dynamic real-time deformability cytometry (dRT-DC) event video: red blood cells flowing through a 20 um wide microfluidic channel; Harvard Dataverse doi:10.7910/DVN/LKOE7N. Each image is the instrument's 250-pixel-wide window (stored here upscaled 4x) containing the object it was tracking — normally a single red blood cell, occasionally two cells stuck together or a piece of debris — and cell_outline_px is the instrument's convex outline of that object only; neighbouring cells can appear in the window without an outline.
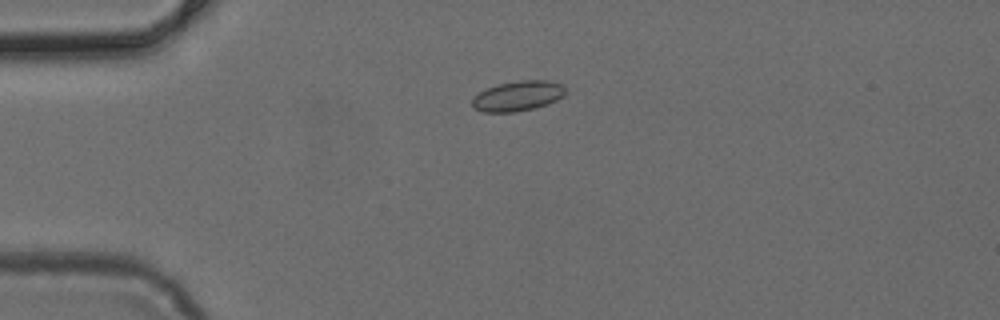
{"species": "common noctule bat (a hibernating species)", "species_latin": "Nyctalus noctula", "temperature_condition": "cold", "stored_images_in_passage": 39, "camera_frame_rate_fps": 3000, "um_per_image_px": 0.085, "animal": {"sex": "female", "body_mass_g": 24.6, "forearm_length_mm": 56.2}, "frame": {"image": 1, "passage_image": 1, "time_ms": 0.0, "image_size_px": [1000, 320], "cell_outline_px": [[564, 96], [548, 104], [532, 108], [512, 112], [484, 112], [472, 108], [472, 100], [480, 92], [496, 84], [520, 80], [548, 80], [564, 84]], "centroid_in_image_um": [44.02, 8.15], "position_along_channel_um": 41.0, "area_um2": 16.3}}
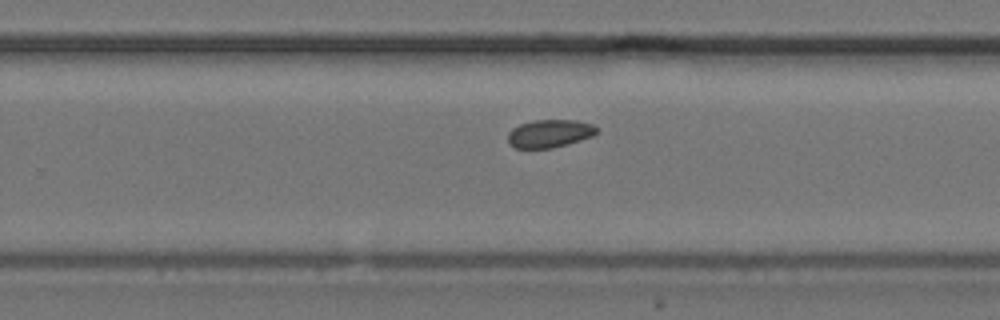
{"frame": {"image": 2, "passage_image": 21, "time_ms": 6.667, "image_size_px": [1000, 320], "cell_outline_px": [[596, 132], [592, 136], [568, 144], [552, 148], [516, 148], [508, 144], [508, 132], [512, 128], [520, 124], [532, 120], [576, 120], [592, 124], [596, 128]], "centroid_in_image_um": [46.67, 11.35], "position_along_channel_um": 283.1, "area_um2": 14.45}}
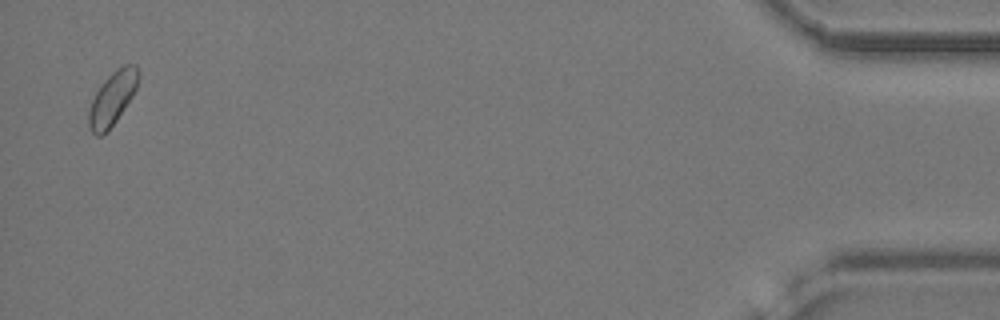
{"frame": {"image": 3, "passage_image": 38, "time_ms": 12.333, "image_size_px": [1000, 320], "cell_outline_px": [[140, 76], [136, 88], [132, 96], [108, 132], [100, 136], [96, 136], [92, 132], [88, 124], [88, 112], [92, 100], [96, 92], [104, 80], [116, 68], [124, 64], [136, 64], [140, 72]], "centroid_in_image_um": [9.56, 8.34], "position_along_channel_um": 425.6, "area_um2": 15.49}}